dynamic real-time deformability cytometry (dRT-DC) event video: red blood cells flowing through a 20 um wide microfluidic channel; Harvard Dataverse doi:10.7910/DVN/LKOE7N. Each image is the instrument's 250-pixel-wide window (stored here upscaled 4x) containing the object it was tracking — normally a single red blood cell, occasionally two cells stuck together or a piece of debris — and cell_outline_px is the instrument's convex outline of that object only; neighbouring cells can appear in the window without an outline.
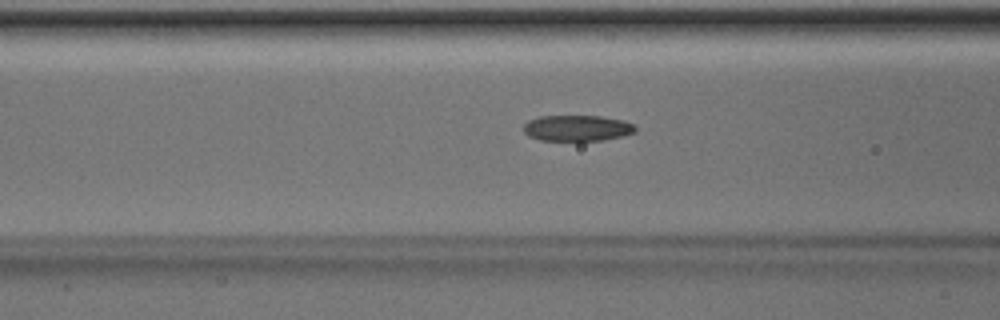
{"species": "Egyptian fruit bat (a non-hibernating species)", "species_latin": "Rousettus aegyptiacus", "temperature_condition": "room temperature", "stored_images_in_passage": 28, "camera_frame_rate_fps": 3000, "um_per_image_px": 0.085, "animal": {"sex": "male"}, "frame": {"image": 1, "passage_image": 4, "time_ms": 1.0, "image_size_px": [1000, 320], "cell_outline_px": [[636, 132], [620, 136], [600, 140], [540, 140], [528, 136], [524, 132], [524, 124], [528, 120], [540, 116], [600, 116], [624, 120], [632, 124], [636, 128]], "centroid_in_image_um": [49.03, 10.88], "position_along_channel_um": 117.6, "area_um2": 16.76}}
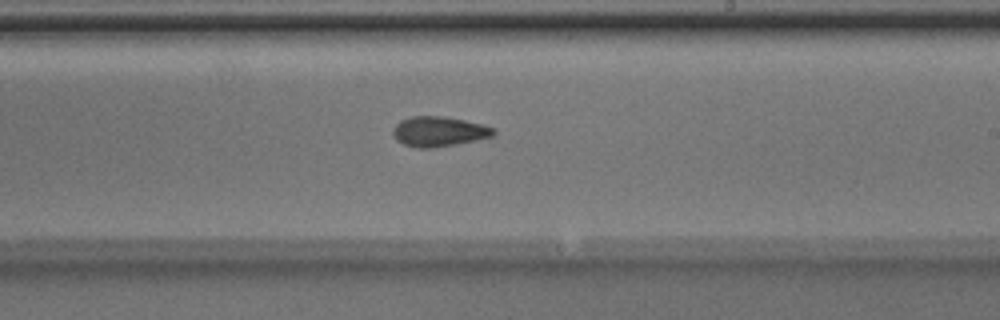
{"frame": {"image": 2, "passage_image": 14, "time_ms": 4.333, "image_size_px": [1000, 320], "cell_outline_px": [[496, 132], [492, 136], [456, 144], [432, 148], [416, 148], [404, 144], [396, 140], [392, 132], [392, 128], [400, 120], [412, 116], [444, 116], [464, 120], [496, 128]], "centroid_in_image_um": [37.27, 11.17], "position_along_channel_um": 251.7, "area_um2": 17.57}}
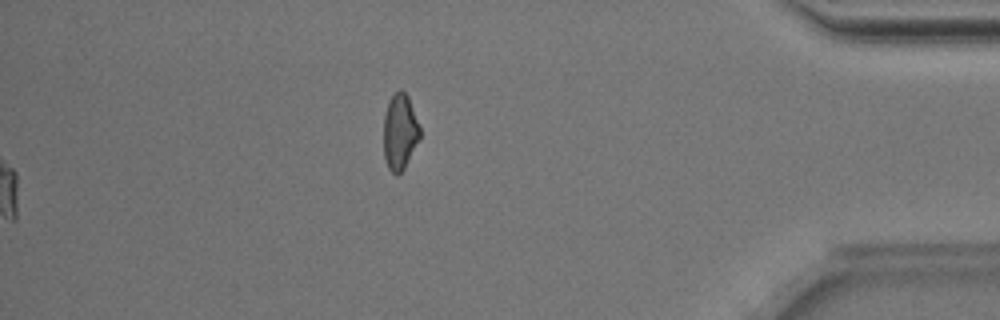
{"frame": {"image": 3, "passage_image": 28, "time_ms": 9.0, "image_size_px": [1000, 320], "cell_outline_px": [[420, 140], [404, 168], [396, 176], [388, 168], [384, 156], [384, 116], [388, 100], [400, 88], [408, 96], [420, 124]], "centroid_in_image_um": [34.0, 11.2], "position_along_channel_um": 401.2, "area_um2": 16.24}}